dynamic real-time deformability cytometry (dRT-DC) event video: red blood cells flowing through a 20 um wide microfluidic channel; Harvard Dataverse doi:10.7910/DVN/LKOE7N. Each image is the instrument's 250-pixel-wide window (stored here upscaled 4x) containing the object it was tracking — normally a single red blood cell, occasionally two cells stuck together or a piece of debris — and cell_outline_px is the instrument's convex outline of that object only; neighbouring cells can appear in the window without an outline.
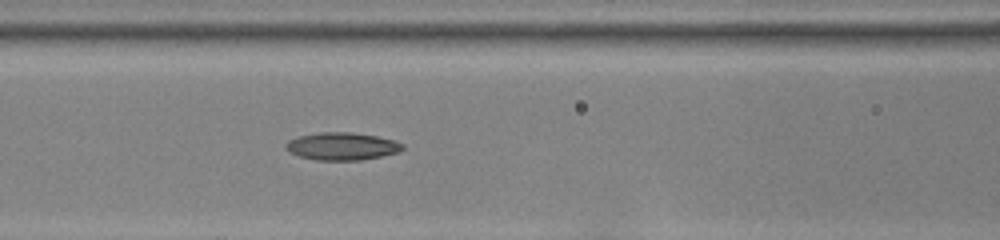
{"species": "common noctule bat (a hibernating species)", "species_latin": "Nyctalus noctula", "temperature_condition": "room temperature", "stored_images_in_passage": 33, "camera_frame_rate_fps": 3000, "um_per_image_px": 0.085, "animal": {"sex": "female", "body_mass_g": 22.0, "forearm_length_mm": 56.7}, "frame": {"image": 1, "passage_image": 10, "time_ms": 3.0, "image_size_px": [1000, 240], "cell_outline_px": [[404, 148], [400, 152], [360, 160], [316, 160], [300, 156], [284, 148], [284, 144], [288, 140], [296, 136], [320, 132], [352, 132], [376, 136], [396, 140], [404, 144]], "centroid_in_image_um": [29.07, 12.42], "position_along_channel_um": 137.5, "area_um2": 18.9}}
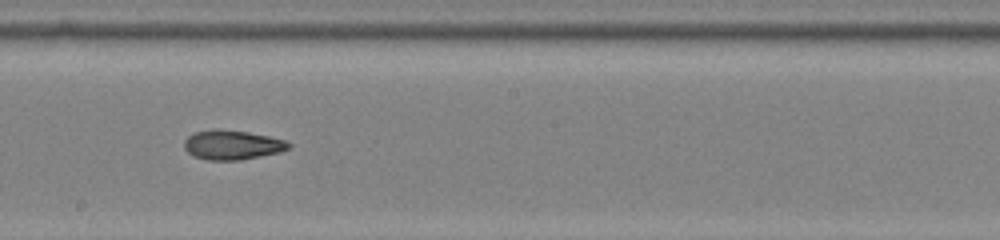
{"frame": {"image": 2, "passage_image": 17, "time_ms": 5.333, "image_size_px": [1000, 240], "cell_outline_px": [[292, 148], [280, 152], [240, 160], [208, 160], [192, 156], [184, 148], [184, 140], [192, 132], [216, 128], [248, 132], [268, 136], [284, 140], [292, 144]], "centroid_in_image_um": [19.72, 12.31], "position_along_channel_um": 228.5, "area_um2": 18.15}}
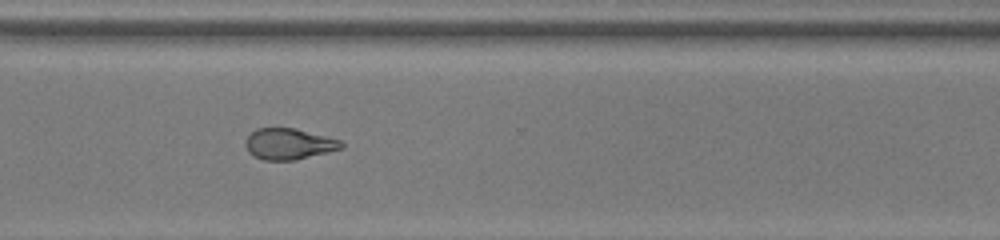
{"frame": {"image": 3, "passage_image": 26, "time_ms": 8.333, "image_size_px": [1000, 240], "cell_outline_px": [[344, 148], [296, 160], [264, 160], [248, 152], [244, 144], [244, 140], [256, 128], [296, 128], [340, 140], [344, 144]], "centroid_in_image_um": [24.55, 12.23], "position_along_channel_um": 346.1, "area_um2": 17.4}}